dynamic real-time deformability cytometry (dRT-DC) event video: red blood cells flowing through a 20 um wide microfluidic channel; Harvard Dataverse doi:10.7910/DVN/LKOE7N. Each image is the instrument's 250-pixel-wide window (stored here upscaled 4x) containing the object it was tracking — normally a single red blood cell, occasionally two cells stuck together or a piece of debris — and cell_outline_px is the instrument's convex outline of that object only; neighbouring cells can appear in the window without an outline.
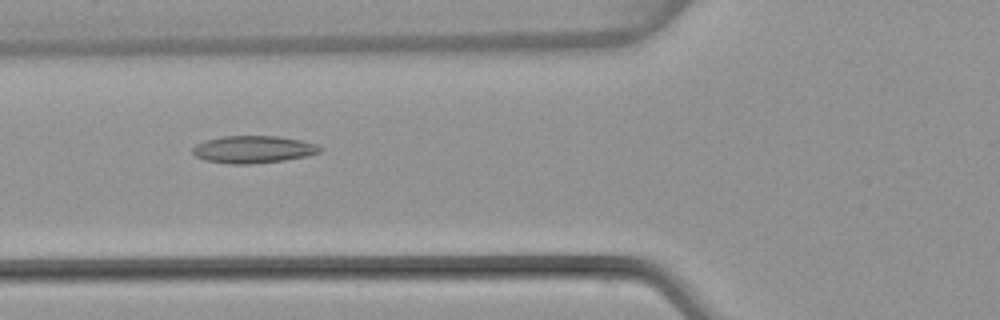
{"species": "common noctule bat (a hibernating species)", "species_latin": "Nyctalus noctula", "temperature_condition": "warm", "stored_images_in_passage": 50, "camera_frame_rate_fps": 3000, "um_per_image_px": 0.085, "animal": {"sex": "female", "body_mass_g": 22.7, "forearm_length_mm": 54.2}, "frame": {"image": 1, "passage_image": 19, "time_ms": 6.0, "image_size_px": [1000, 320], "cell_outline_px": [[324, 148], [320, 152], [308, 156], [284, 160], [248, 164], [228, 164], [204, 160], [196, 156], [192, 152], [192, 148], [196, 144], [208, 140], [224, 136], [280, 136], [304, 140], [316, 144]], "centroid_in_image_um": [21.57, 12.7], "position_along_channel_um": 104.2, "area_um2": 20.4}}
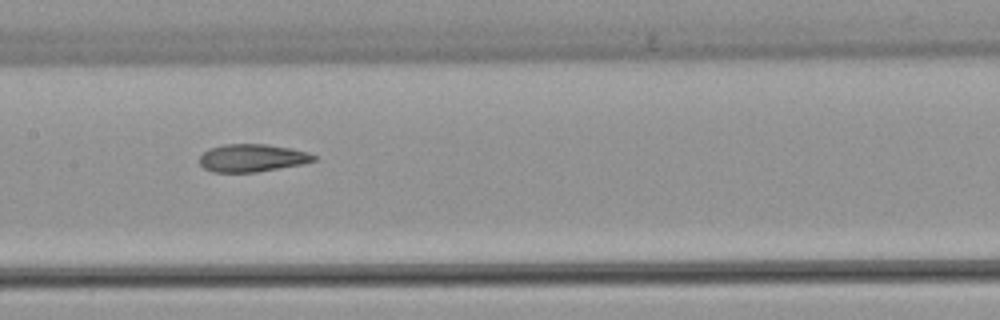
{"frame": {"image": 2, "passage_image": 25, "time_ms": 8.0, "image_size_px": [1000, 320], "cell_outline_px": [[316, 160], [304, 164], [256, 172], [212, 172], [204, 168], [200, 164], [200, 156], [208, 148], [224, 144], [268, 144], [292, 148], [308, 152], [316, 156]], "centroid_in_image_um": [21.45, 13.42], "position_along_channel_um": 186.0, "area_um2": 18.61}}
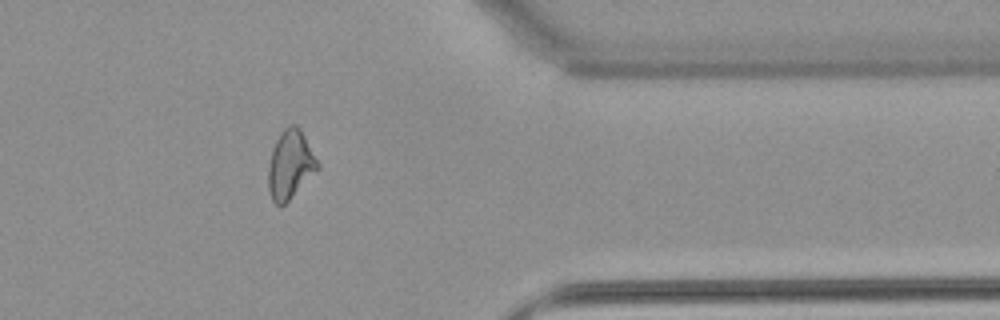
{"frame": {"image": 3, "passage_image": 41, "time_ms": 13.333, "image_size_px": [1000, 320], "cell_outline_px": [[320, 168], [284, 204], [276, 204], [272, 200], [268, 188], [268, 168], [272, 148], [276, 140], [284, 128], [288, 124], [296, 124], [300, 128], [320, 164]], "centroid_in_image_um": [24.67, 13.96], "position_along_channel_um": 386.7, "area_um2": 19.59}, "authors_computed_cell_mechanics": {"area_um2": 19.8543, "velocity_mm_per_s": 4.0704, "shape_relaxation_time_tau1_ms": null, "shape_relaxation_time_tau2_ms": 3.3357, "deformation_change_tau1": null, "deformation_change_tau2": 0.1111}}